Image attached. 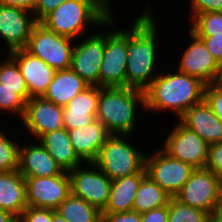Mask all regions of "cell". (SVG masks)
I'll return each mask as SVG.
<instances>
[{
	"mask_svg": "<svg viewBox=\"0 0 222 222\" xmlns=\"http://www.w3.org/2000/svg\"><path fill=\"white\" fill-rule=\"evenodd\" d=\"M195 168L171 157L162 147L145 156L146 175L157 183L171 197L182 189Z\"/></svg>",
	"mask_w": 222,
	"mask_h": 222,
	"instance_id": "obj_8",
	"label": "cell"
},
{
	"mask_svg": "<svg viewBox=\"0 0 222 222\" xmlns=\"http://www.w3.org/2000/svg\"><path fill=\"white\" fill-rule=\"evenodd\" d=\"M205 211L182 204L174 197L168 202V222H213Z\"/></svg>",
	"mask_w": 222,
	"mask_h": 222,
	"instance_id": "obj_28",
	"label": "cell"
},
{
	"mask_svg": "<svg viewBox=\"0 0 222 222\" xmlns=\"http://www.w3.org/2000/svg\"><path fill=\"white\" fill-rule=\"evenodd\" d=\"M27 206L24 176L18 170L0 172V209L18 219Z\"/></svg>",
	"mask_w": 222,
	"mask_h": 222,
	"instance_id": "obj_21",
	"label": "cell"
},
{
	"mask_svg": "<svg viewBox=\"0 0 222 222\" xmlns=\"http://www.w3.org/2000/svg\"><path fill=\"white\" fill-rule=\"evenodd\" d=\"M205 87L198 78L179 70L160 72L144 90L145 109L158 113L171 110L179 119L189 108L204 101Z\"/></svg>",
	"mask_w": 222,
	"mask_h": 222,
	"instance_id": "obj_2",
	"label": "cell"
},
{
	"mask_svg": "<svg viewBox=\"0 0 222 222\" xmlns=\"http://www.w3.org/2000/svg\"><path fill=\"white\" fill-rule=\"evenodd\" d=\"M99 86H89L72 98L63 110L79 112H97L98 109Z\"/></svg>",
	"mask_w": 222,
	"mask_h": 222,
	"instance_id": "obj_31",
	"label": "cell"
},
{
	"mask_svg": "<svg viewBox=\"0 0 222 222\" xmlns=\"http://www.w3.org/2000/svg\"><path fill=\"white\" fill-rule=\"evenodd\" d=\"M199 37L212 54L214 59L220 64L222 62V35L219 36H197Z\"/></svg>",
	"mask_w": 222,
	"mask_h": 222,
	"instance_id": "obj_39",
	"label": "cell"
},
{
	"mask_svg": "<svg viewBox=\"0 0 222 222\" xmlns=\"http://www.w3.org/2000/svg\"><path fill=\"white\" fill-rule=\"evenodd\" d=\"M97 112L63 110V125L67 130L90 124L96 120Z\"/></svg>",
	"mask_w": 222,
	"mask_h": 222,
	"instance_id": "obj_33",
	"label": "cell"
},
{
	"mask_svg": "<svg viewBox=\"0 0 222 222\" xmlns=\"http://www.w3.org/2000/svg\"><path fill=\"white\" fill-rule=\"evenodd\" d=\"M107 8L111 9V0H100Z\"/></svg>",
	"mask_w": 222,
	"mask_h": 222,
	"instance_id": "obj_47",
	"label": "cell"
},
{
	"mask_svg": "<svg viewBox=\"0 0 222 222\" xmlns=\"http://www.w3.org/2000/svg\"><path fill=\"white\" fill-rule=\"evenodd\" d=\"M152 14L148 4L143 13L133 20L131 29H128L126 87L142 91L158 76L154 71L158 60L159 26Z\"/></svg>",
	"mask_w": 222,
	"mask_h": 222,
	"instance_id": "obj_1",
	"label": "cell"
},
{
	"mask_svg": "<svg viewBox=\"0 0 222 222\" xmlns=\"http://www.w3.org/2000/svg\"><path fill=\"white\" fill-rule=\"evenodd\" d=\"M204 100L222 122V84L214 82L206 85Z\"/></svg>",
	"mask_w": 222,
	"mask_h": 222,
	"instance_id": "obj_34",
	"label": "cell"
},
{
	"mask_svg": "<svg viewBox=\"0 0 222 222\" xmlns=\"http://www.w3.org/2000/svg\"><path fill=\"white\" fill-rule=\"evenodd\" d=\"M176 120L197 133L208 145L222 142V122L205 100L189 108Z\"/></svg>",
	"mask_w": 222,
	"mask_h": 222,
	"instance_id": "obj_18",
	"label": "cell"
},
{
	"mask_svg": "<svg viewBox=\"0 0 222 222\" xmlns=\"http://www.w3.org/2000/svg\"><path fill=\"white\" fill-rule=\"evenodd\" d=\"M17 222H52V209L27 206Z\"/></svg>",
	"mask_w": 222,
	"mask_h": 222,
	"instance_id": "obj_35",
	"label": "cell"
},
{
	"mask_svg": "<svg viewBox=\"0 0 222 222\" xmlns=\"http://www.w3.org/2000/svg\"><path fill=\"white\" fill-rule=\"evenodd\" d=\"M9 136L0 130V172H10L19 168L18 142H14Z\"/></svg>",
	"mask_w": 222,
	"mask_h": 222,
	"instance_id": "obj_30",
	"label": "cell"
},
{
	"mask_svg": "<svg viewBox=\"0 0 222 222\" xmlns=\"http://www.w3.org/2000/svg\"><path fill=\"white\" fill-rule=\"evenodd\" d=\"M191 16L203 12H222V0H191Z\"/></svg>",
	"mask_w": 222,
	"mask_h": 222,
	"instance_id": "obj_37",
	"label": "cell"
},
{
	"mask_svg": "<svg viewBox=\"0 0 222 222\" xmlns=\"http://www.w3.org/2000/svg\"><path fill=\"white\" fill-rule=\"evenodd\" d=\"M90 85L71 69L57 70L43 98L64 107Z\"/></svg>",
	"mask_w": 222,
	"mask_h": 222,
	"instance_id": "obj_24",
	"label": "cell"
},
{
	"mask_svg": "<svg viewBox=\"0 0 222 222\" xmlns=\"http://www.w3.org/2000/svg\"><path fill=\"white\" fill-rule=\"evenodd\" d=\"M105 49V31L91 34L74 44L70 69L90 86H99V73Z\"/></svg>",
	"mask_w": 222,
	"mask_h": 222,
	"instance_id": "obj_13",
	"label": "cell"
},
{
	"mask_svg": "<svg viewBox=\"0 0 222 222\" xmlns=\"http://www.w3.org/2000/svg\"><path fill=\"white\" fill-rule=\"evenodd\" d=\"M55 211L67 222H102V212L96 206L72 194Z\"/></svg>",
	"mask_w": 222,
	"mask_h": 222,
	"instance_id": "obj_26",
	"label": "cell"
},
{
	"mask_svg": "<svg viewBox=\"0 0 222 222\" xmlns=\"http://www.w3.org/2000/svg\"><path fill=\"white\" fill-rule=\"evenodd\" d=\"M74 41L77 43V40L59 35L37 22L24 49L54 70H66L70 69Z\"/></svg>",
	"mask_w": 222,
	"mask_h": 222,
	"instance_id": "obj_7",
	"label": "cell"
},
{
	"mask_svg": "<svg viewBox=\"0 0 222 222\" xmlns=\"http://www.w3.org/2000/svg\"><path fill=\"white\" fill-rule=\"evenodd\" d=\"M126 139V135H110L93 161L111 180L140 173L145 168L146 152Z\"/></svg>",
	"mask_w": 222,
	"mask_h": 222,
	"instance_id": "obj_5",
	"label": "cell"
},
{
	"mask_svg": "<svg viewBox=\"0 0 222 222\" xmlns=\"http://www.w3.org/2000/svg\"><path fill=\"white\" fill-rule=\"evenodd\" d=\"M102 222H141V214L135 211L102 213Z\"/></svg>",
	"mask_w": 222,
	"mask_h": 222,
	"instance_id": "obj_40",
	"label": "cell"
},
{
	"mask_svg": "<svg viewBox=\"0 0 222 222\" xmlns=\"http://www.w3.org/2000/svg\"><path fill=\"white\" fill-rule=\"evenodd\" d=\"M37 140L64 171H70L83 164L73 149L67 129L61 128L48 132Z\"/></svg>",
	"mask_w": 222,
	"mask_h": 222,
	"instance_id": "obj_23",
	"label": "cell"
},
{
	"mask_svg": "<svg viewBox=\"0 0 222 222\" xmlns=\"http://www.w3.org/2000/svg\"><path fill=\"white\" fill-rule=\"evenodd\" d=\"M141 222H168V205L142 213Z\"/></svg>",
	"mask_w": 222,
	"mask_h": 222,
	"instance_id": "obj_41",
	"label": "cell"
},
{
	"mask_svg": "<svg viewBox=\"0 0 222 222\" xmlns=\"http://www.w3.org/2000/svg\"><path fill=\"white\" fill-rule=\"evenodd\" d=\"M171 130L164 140L162 149L171 157L179 159L193 168H205L208 158V143L179 121Z\"/></svg>",
	"mask_w": 222,
	"mask_h": 222,
	"instance_id": "obj_11",
	"label": "cell"
},
{
	"mask_svg": "<svg viewBox=\"0 0 222 222\" xmlns=\"http://www.w3.org/2000/svg\"><path fill=\"white\" fill-rule=\"evenodd\" d=\"M88 165L91 166L90 170L81 165L68 171L71 194L96 206L102 212L108 203L112 180L93 162Z\"/></svg>",
	"mask_w": 222,
	"mask_h": 222,
	"instance_id": "obj_10",
	"label": "cell"
},
{
	"mask_svg": "<svg viewBox=\"0 0 222 222\" xmlns=\"http://www.w3.org/2000/svg\"><path fill=\"white\" fill-rule=\"evenodd\" d=\"M17 63L31 97H42L52 82L56 70L24 48L8 53Z\"/></svg>",
	"mask_w": 222,
	"mask_h": 222,
	"instance_id": "obj_17",
	"label": "cell"
},
{
	"mask_svg": "<svg viewBox=\"0 0 222 222\" xmlns=\"http://www.w3.org/2000/svg\"><path fill=\"white\" fill-rule=\"evenodd\" d=\"M191 43L183 52L178 70L198 78L206 85L216 82L220 64L214 59L204 42L190 31Z\"/></svg>",
	"mask_w": 222,
	"mask_h": 222,
	"instance_id": "obj_16",
	"label": "cell"
},
{
	"mask_svg": "<svg viewBox=\"0 0 222 222\" xmlns=\"http://www.w3.org/2000/svg\"><path fill=\"white\" fill-rule=\"evenodd\" d=\"M66 0H36L34 10L32 11L34 19L40 22L48 13L55 10Z\"/></svg>",
	"mask_w": 222,
	"mask_h": 222,
	"instance_id": "obj_38",
	"label": "cell"
},
{
	"mask_svg": "<svg viewBox=\"0 0 222 222\" xmlns=\"http://www.w3.org/2000/svg\"><path fill=\"white\" fill-rule=\"evenodd\" d=\"M145 109L144 91L132 87H100L96 119L110 135H133L139 105ZM136 122V123H135Z\"/></svg>",
	"mask_w": 222,
	"mask_h": 222,
	"instance_id": "obj_3",
	"label": "cell"
},
{
	"mask_svg": "<svg viewBox=\"0 0 222 222\" xmlns=\"http://www.w3.org/2000/svg\"><path fill=\"white\" fill-rule=\"evenodd\" d=\"M36 141L20 146L18 171L24 177H51L62 174V167L39 141Z\"/></svg>",
	"mask_w": 222,
	"mask_h": 222,
	"instance_id": "obj_19",
	"label": "cell"
},
{
	"mask_svg": "<svg viewBox=\"0 0 222 222\" xmlns=\"http://www.w3.org/2000/svg\"><path fill=\"white\" fill-rule=\"evenodd\" d=\"M112 10L100 0H66L40 23L59 35L77 40L86 34L88 24L105 27L104 22L112 15Z\"/></svg>",
	"mask_w": 222,
	"mask_h": 222,
	"instance_id": "obj_4",
	"label": "cell"
},
{
	"mask_svg": "<svg viewBox=\"0 0 222 222\" xmlns=\"http://www.w3.org/2000/svg\"><path fill=\"white\" fill-rule=\"evenodd\" d=\"M18 219L10 212L0 209V222H17Z\"/></svg>",
	"mask_w": 222,
	"mask_h": 222,
	"instance_id": "obj_43",
	"label": "cell"
},
{
	"mask_svg": "<svg viewBox=\"0 0 222 222\" xmlns=\"http://www.w3.org/2000/svg\"><path fill=\"white\" fill-rule=\"evenodd\" d=\"M52 222H67V221L55 210H52Z\"/></svg>",
	"mask_w": 222,
	"mask_h": 222,
	"instance_id": "obj_45",
	"label": "cell"
},
{
	"mask_svg": "<svg viewBox=\"0 0 222 222\" xmlns=\"http://www.w3.org/2000/svg\"><path fill=\"white\" fill-rule=\"evenodd\" d=\"M214 220L216 222H222V214H215Z\"/></svg>",
	"mask_w": 222,
	"mask_h": 222,
	"instance_id": "obj_48",
	"label": "cell"
},
{
	"mask_svg": "<svg viewBox=\"0 0 222 222\" xmlns=\"http://www.w3.org/2000/svg\"><path fill=\"white\" fill-rule=\"evenodd\" d=\"M216 82L222 84V62L220 63L219 74H218Z\"/></svg>",
	"mask_w": 222,
	"mask_h": 222,
	"instance_id": "obj_46",
	"label": "cell"
},
{
	"mask_svg": "<svg viewBox=\"0 0 222 222\" xmlns=\"http://www.w3.org/2000/svg\"><path fill=\"white\" fill-rule=\"evenodd\" d=\"M1 5L20 7L29 11H33L36 0H0Z\"/></svg>",
	"mask_w": 222,
	"mask_h": 222,
	"instance_id": "obj_42",
	"label": "cell"
},
{
	"mask_svg": "<svg viewBox=\"0 0 222 222\" xmlns=\"http://www.w3.org/2000/svg\"><path fill=\"white\" fill-rule=\"evenodd\" d=\"M190 31L196 36L222 35V12H203L195 14Z\"/></svg>",
	"mask_w": 222,
	"mask_h": 222,
	"instance_id": "obj_29",
	"label": "cell"
},
{
	"mask_svg": "<svg viewBox=\"0 0 222 222\" xmlns=\"http://www.w3.org/2000/svg\"><path fill=\"white\" fill-rule=\"evenodd\" d=\"M28 206L56 210L71 194L68 171L51 177H24Z\"/></svg>",
	"mask_w": 222,
	"mask_h": 222,
	"instance_id": "obj_12",
	"label": "cell"
},
{
	"mask_svg": "<svg viewBox=\"0 0 222 222\" xmlns=\"http://www.w3.org/2000/svg\"><path fill=\"white\" fill-rule=\"evenodd\" d=\"M170 198L171 196L166 191L146 176L136 192L132 211L142 214L168 205Z\"/></svg>",
	"mask_w": 222,
	"mask_h": 222,
	"instance_id": "obj_25",
	"label": "cell"
},
{
	"mask_svg": "<svg viewBox=\"0 0 222 222\" xmlns=\"http://www.w3.org/2000/svg\"><path fill=\"white\" fill-rule=\"evenodd\" d=\"M115 21L112 14L104 22V26L109 29L112 27L113 30H105V49L99 73L100 87H126L128 29L115 30Z\"/></svg>",
	"mask_w": 222,
	"mask_h": 222,
	"instance_id": "obj_6",
	"label": "cell"
},
{
	"mask_svg": "<svg viewBox=\"0 0 222 222\" xmlns=\"http://www.w3.org/2000/svg\"><path fill=\"white\" fill-rule=\"evenodd\" d=\"M220 179L219 175L207 168H195L174 198L182 204L207 212L214 219Z\"/></svg>",
	"mask_w": 222,
	"mask_h": 222,
	"instance_id": "obj_9",
	"label": "cell"
},
{
	"mask_svg": "<svg viewBox=\"0 0 222 222\" xmlns=\"http://www.w3.org/2000/svg\"><path fill=\"white\" fill-rule=\"evenodd\" d=\"M68 134L75 153L85 164L97 158L100 148L110 136L97 119L90 124L68 130Z\"/></svg>",
	"mask_w": 222,
	"mask_h": 222,
	"instance_id": "obj_20",
	"label": "cell"
},
{
	"mask_svg": "<svg viewBox=\"0 0 222 222\" xmlns=\"http://www.w3.org/2000/svg\"><path fill=\"white\" fill-rule=\"evenodd\" d=\"M7 58L6 62H0V83L2 87L27 88L16 61L10 55Z\"/></svg>",
	"mask_w": 222,
	"mask_h": 222,
	"instance_id": "obj_32",
	"label": "cell"
},
{
	"mask_svg": "<svg viewBox=\"0 0 222 222\" xmlns=\"http://www.w3.org/2000/svg\"><path fill=\"white\" fill-rule=\"evenodd\" d=\"M36 23L31 11L0 4V39L8 45V53L26 47Z\"/></svg>",
	"mask_w": 222,
	"mask_h": 222,
	"instance_id": "obj_15",
	"label": "cell"
},
{
	"mask_svg": "<svg viewBox=\"0 0 222 222\" xmlns=\"http://www.w3.org/2000/svg\"><path fill=\"white\" fill-rule=\"evenodd\" d=\"M21 122L29 131L28 135L32 134L31 138L36 140L43 134L64 128L63 107L43 97H31L26 102Z\"/></svg>",
	"mask_w": 222,
	"mask_h": 222,
	"instance_id": "obj_14",
	"label": "cell"
},
{
	"mask_svg": "<svg viewBox=\"0 0 222 222\" xmlns=\"http://www.w3.org/2000/svg\"><path fill=\"white\" fill-rule=\"evenodd\" d=\"M205 168L222 178V142L209 145Z\"/></svg>",
	"mask_w": 222,
	"mask_h": 222,
	"instance_id": "obj_36",
	"label": "cell"
},
{
	"mask_svg": "<svg viewBox=\"0 0 222 222\" xmlns=\"http://www.w3.org/2000/svg\"><path fill=\"white\" fill-rule=\"evenodd\" d=\"M146 176L144 168L140 173L112 180L108 203L102 213L132 211L136 192Z\"/></svg>",
	"mask_w": 222,
	"mask_h": 222,
	"instance_id": "obj_22",
	"label": "cell"
},
{
	"mask_svg": "<svg viewBox=\"0 0 222 222\" xmlns=\"http://www.w3.org/2000/svg\"><path fill=\"white\" fill-rule=\"evenodd\" d=\"M215 214H222V178L220 179V183L218 187V202H217Z\"/></svg>",
	"mask_w": 222,
	"mask_h": 222,
	"instance_id": "obj_44",
	"label": "cell"
},
{
	"mask_svg": "<svg viewBox=\"0 0 222 222\" xmlns=\"http://www.w3.org/2000/svg\"><path fill=\"white\" fill-rule=\"evenodd\" d=\"M28 100L29 91L27 88L2 87L0 83V111L14 113L21 120Z\"/></svg>",
	"mask_w": 222,
	"mask_h": 222,
	"instance_id": "obj_27",
	"label": "cell"
}]
</instances>
